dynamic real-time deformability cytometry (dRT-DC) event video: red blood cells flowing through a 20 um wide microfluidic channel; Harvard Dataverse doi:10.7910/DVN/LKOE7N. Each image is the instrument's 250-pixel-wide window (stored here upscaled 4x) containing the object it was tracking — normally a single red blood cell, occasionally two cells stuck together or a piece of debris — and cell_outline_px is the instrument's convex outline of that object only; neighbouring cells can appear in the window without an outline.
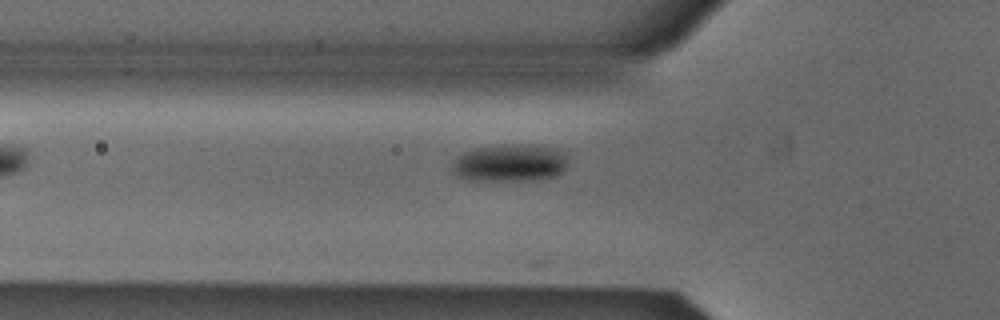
{"species": "Egyptian fruit bat (a non-hibernating species)", "species_latin": "Rousettus aegyptiacus", "temperature_condition": "cold", "stored_images_in_passage": 10, "camera_frame_rate_fps": 3000, "um_per_image_px": 0.085, "animal": {"sex": "male"}, "frame": {"image": 1, "passage_image": 7, "time_ms": 2.0, "image_size_px": [1000, 320], "cell_outline_px": [[568, 164], [556, 176], [532, 180], [476, 180], [456, 176], [452, 168], [452, 164], [456, 156], [464, 152], [476, 148], [500, 144], [540, 144], [556, 148], [564, 152], [568, 156]], "centroid_in_image_um": [43.38, 13.82], "position_along_channel_um": 82.4, "area_um2": 25.66}}